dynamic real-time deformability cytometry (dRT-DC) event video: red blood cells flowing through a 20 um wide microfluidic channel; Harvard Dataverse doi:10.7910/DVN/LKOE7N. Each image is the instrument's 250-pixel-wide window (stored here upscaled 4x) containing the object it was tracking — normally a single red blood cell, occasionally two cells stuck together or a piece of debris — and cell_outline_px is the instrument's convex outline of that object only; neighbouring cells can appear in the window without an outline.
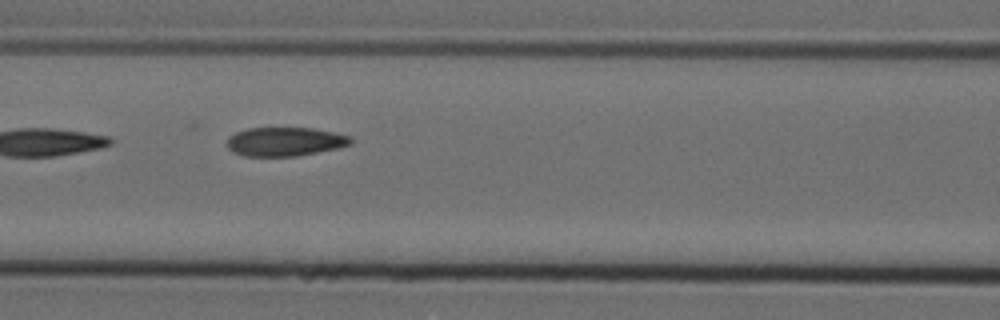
{"species": "Egyptian fruit bat (a non-hibernating species)", "species_latin": "Rousettus aegyptiacus", "temperature_condition": "cold", "stored_images_in_passage": 8, "camera_frame_rate_fps": 3000, "um_per_image_px": 0.085, "animal": {"sex": "female"}, "frame": {"image": 1, "passage_image": 6, "time_ms": 1.667, "image_size_px": [1000, 320], "cell_outline_px": [[352, 140], [348, 144], [336, 148], [296, 156], [244, 156], [232, 152], [224, 144], [228, 136], [236, 132], [248, 128], [312, 128], [352, 136]], "centroid_in_image_um": [24.14, 12.04], "position_along_channel_um": 142.5, "area_um2": 20.81}}
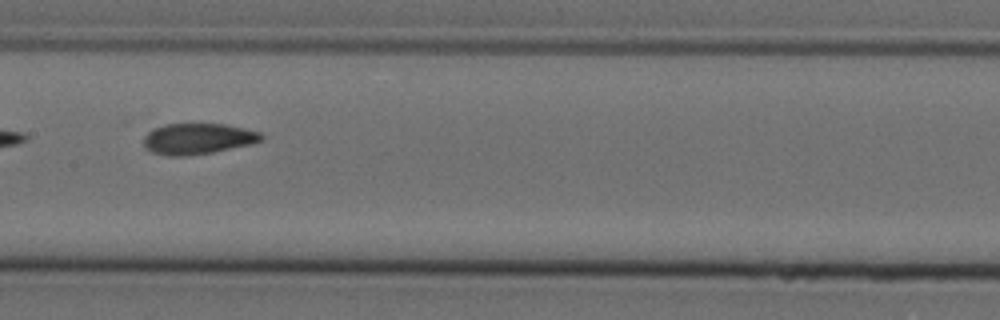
{"frame": {"image": 2, "passage_image": 7, "time_ms": 2.0, "image_size_px": [1000, 320], "cell_outline_px": [[264, 140], [252, 144], [212, 152], [184, 156], [168, 156], [152, 152], [144, 148], [144, 136], [152, 128], [164, 124], [224, 124], [244, 128], [260, 132], [264, 136]], "centroid_in_image_um": [16.81, 11.79], "position_along_channel_um": 190.6, "area_um2": 21.33}}